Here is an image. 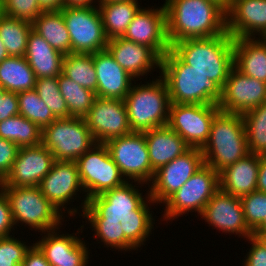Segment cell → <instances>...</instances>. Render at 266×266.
Listing matches in <instances>:
<instances>
[{"label": "cell", "mask_w": 266, "mask_h": 266, "mask_svg": "<svg viewBox=\"0 0 266 266\" xmlns=\"http://www.w3.org/2000/svg\"><path fill=\"white\" fill-rule=\"evenodd\" d=\"M167 38L178 41L208 38L227 32L226 12L209 0H165Z\"/></svg>", "instance_id": "cell-1"}, {"label": "cell", "mask_w": 266, "mask_h": 266, "mask_svg": "<svg viewBox=\"0 0 266 266\" xmlns=\"http://www.w3.org/2000/svg\"><path fill=\"white\" fill-rule=\"evenodd\" d=\"M234 38L228 33L187 39L171 44L170 50L192 69L206 75L221 89L234 67Z\"/></svg>", "instance_id": "cell-2"}, {"label": "cell", "mask_w": 266, "mask_h": 266, "mask_svg": "<svg viewBox=\"0 0 266 266\" xmlns=\"http://www.w3.org/2000/svg\"><path fill=\"white\" fill-rule=\"evenodd\" d=\"M159 71L171 103L218 105L222 98V89L214 81L183 63L171 50L162 57Z\"/></svg>", "instance_id": "cell-3"}, {"label": "cell", "mask_w": 266, "mask_h": 266, "mask_svg": "<svg viewBox=\"0 0 266 266\" xmlns=\"http://www.w3.org/2000/svg\"><path fill=\"white\" fill-rule=\"evenodd\" d=\"M201 151L204 164L218 173L249 154L242 115L220 110L212 121L209 139Z\"/></svg>", "instance_id": "cell-4"}, {"label": "cell", "mask_w": 266, "mask_h": 266, "mask_svg": "<svg viewBox=\"0 0 266 266\" xmlns=\"http://www.w3.org/2000/svg\"><path fill=\"white\" fill-rule=\"evenodd\" d=\"M159 77V78H158ZM152 81L135 80L124 99L132 132H144L166 126L169 119L170 98L168 86L160 75Z\"/></svg>", "instance_id": "cell-5"}, {"label": "cell", "mask_w": 266, "mask_h": 266, "mask_svg": "<svg viewBox=\"0 0 266 266\" xmlns=\"http://www.w3.org/2000/svg\"><path fill=\"white\" fill-rule=\"evenodd\" d=\"M8 198L14 225L29 226L44 233L64 225L65 216L36 187H3ZM64 217V218H63Z\"/></svg>", "instance_id": "cell-6"}, {"label": "cell", "mask_w": 266, "mask_h": 266, "mask_svg": "<svg viewBox=\"0 0 266 266\" xmlns=\"http://www.w3.org/2000/svg\"><path fill=\"white\" fill-rule=\"evenodd\" d=\"M75 162L85 192V198L81 200L82 206H77V208L82 209V212L90 198L119 187L126 182L105 144L96 143Z\"/></svg>", "instance_id": "cell-7"}, {"label": "cell", "mask_w": 266, "mask_h": 266, "mask_svg": "<svg viewBox=\"0 0 266 266\" xmlns=\"http://www.w3.org/2000/svg\"><path fill=\"white\" fill-rule=\"evenodd\" d=\"M139 185L144 186V183L126 181L119 187L90 198L87 204L101 218L120 222V224H123L129 217H153L149 208H151V203L155 205V202L149 196V189L148 193H145V195L147 194L145 197L139 192L141 191L138 189L141 188Z\"/></svg>", "instance_id": "cell-8"}, {"label": "cell", "mask_w": 266, "mask_h": 266, "mask_svg": "<svg viewBox=\"0 0 266 266\" xmlns=\"http://www.w3.org/2000/svg\"><path fill=\"white\" fill-rule=\"evenodd\" d=\"M42 144L56 161H76L96 141L84 118H59L42 130Z\"/></svg>", "instance_id": "cell-9"}, {"label": "cell", "mask_w": 266, "mask_h": 266, "mask_svg": "<svg viewBox=\"0 0 266 266\" xmlns=\"http://www.w3.org/2000/svg\"><path fill=\"white\" fill-rule=\"evenodd\" d=\"M219 190V173L204 164L188 181L164 203L163 219L173 221L183 214L203 212L206 203ZM172 219V220H171Z\"/></svg>", "instance_id": "cell-10"}, {"label": "cell", "mask_w": 266, "mask_h": 266, "mask_svg": "<svg viewBox=\"0 0 266 266\" xmlns=\"http://www.w3.org/2000/svg\"><path fill=\"white\" fill-rule=\"evenodd\" d=\"M61 12L71 39V53L93 54L107 48L98 6L63 7Z\"/></svg>", "instance_id": "cell-11"}, {"label": "cell", "mask_w": 266, "mask_h": 266, "mask_svg": "<svg viewBox=\"0 0 266 266\" xmlns=\"http://www.w3.org/2000/svg\"><path fill=\"white\" fill-rule=\"evenodd\" d=\"M105 145L126 181L151 183L155 172L151 168L144 132L116 137Z\"/></svg>", "instance_id": "cell-12"}, {"label": "cell", "mask_w": 266, "mask_h": 266, "mask_svg": "<svg viewBox=\"0 0 266 266\" xmlns=\"http://www.w3.org/2000/svg\"><path fill=\"white\" fill-rule=\"evenodd\" d=\"M219 111L218 105L171 103L167 125L191 148L202 149L209 139L212 121Z\"/></svg>", "instance_id": "cell-13"}, {"label": "cell", "mask_w": 266, "mask_h": 266, "mask_svg": "<svg viewBox=\"0 0 266 266\" xmlns=\"http://www.w3.org/2000/svg\"><path fill=\"white\" fill-rule=\"evenodd\" d=\"M204 165L201 149L190 148L184 154L155 171L148 185L149 196L158 205L179 190Z\"/></svg>", "instance_id": "cell-14"}, {"label": "cell", "mask_w": 266, "mask_h": 266, "mask_svg": "<svg viewBox=\"0 0 266 266\" xmlns=\"http://www.w3.org/2000/svg\"><path fill=\"white\" fill-rule=\"evenodd\" d=\"M38 187L61 214L68 213L70 216L80 214L77 208L67 207L74 202L73 199L76 200L77 195L79 198L78 192L81 194L82 191V194H85L75 161L55 160L50 172L41 180Z\"/></svg>", "instance_id": "cell-15"}, {"label": "cell", "mask_w": 266, "mask_h": 266, "mask_svg": "<svg viewBox=\"0 0 266 266\" xmlns=\"http://www.w3.org/2000/svg\"><path fill=\"white\" fill-rule=\"evenodd\" d=\"M96 143L132 133L124 100L96 97L84 117Z\"/></svg>", "instance_id": "cell-16"}, {"label": "cell", "mask_w": 266, "mask_h": 266, "mask_svg": "<svg viewBox=\"0 0 266 266\" xmlns=\"http://www.w3.org/2000/svg\"><path fill=\"white\" fill-rule=\"evenodd\" d=\"M266 102V83L246 76L233 67L222 89L219 109L243 114Z\"/></svg>", "instance_id": "cell-17"}, {"label": "cell", "mask_w": 266, "mask_h": 266, "mask_svg": "<svg viewBox=\"0 0 266 266\" xmlns=\"http://www.w3.org/2000/svg\"><path fill=\"white\" fill-rule=\"evenodd\" d=\"M127 40L154 49L161 57L170 50L167 38L166 10L164 4L158 8L142 7L135 14L123 35Z\"/></svg>", "instance_id": "cell-18"}, {"label": "cell", "mask_w": 266, "mask_h": 266, "mask_svg": "<svg viewBox=\"0 0 266 266\" xmlns=\"http://www.w3.org/2000/svg\"><path fill=\"white\" fill-rule=\"evenodd\" d=\"M200 217L219 232L221 230L222 233H231L246 239L252 236V231L245 221L240 198L220 189L206 203Z\"/></svg>", "instance_id": "cell-19"}, {"label": "cell", "mask_w": 266, "mask_h": 266, "mask_svg": "<svg viewBox=\"0 0 266 266\" xmlns=\"http://www.w3.org/2000/svg\"><path fill=\"white\" fill-rule=\"evenodd\" d=\"M54 161L53 154L42 143L20 148L3 187L39 186Z\"/></svg>", "instance_id": "cell-20"}, {"label": "cell", "mask_w": 266, "mask_h": 266, "mask_svg": "<svg viewBox=\"0 0 266 266\" xmlns=\"http://www.w3.org/2000/svg\"><path fill=\"white\" fill-rule=\"evenodd\" d=\"M58 229L42 233L44 236L41 240L34 243L44 254L48 263L51 266H87L90 250L79 236L80 228L74 234H60V227Z\"/></svg>", "instance_id": "cell-21"}, {"label": "cell", "mask_w": 266, "mask_h": 266, "mask_svg": "<svg viewBox=\"0 0 266 266\" xmlns=\"http://www.w3.org/2000/svg\"><path fill=\"white\" fill-rule=\"evenodd\" d=\"M226 27L234 39L263 36L266 33V0H232L226 12Z\"/></svg>", "instance_id": "cell-22"}, {"label": "cell", "mask_w": 266, "mask_h": 266, "mask_svg": "<svg viewBox=\"0 0 266 266\" xmlns=\"http://www.w3.org/2000/svg\"><path fill=\"white\" fill-rule=\"evenodd\" d=\"M106 49L134 79L148 75L149 72L155 71V68L161 69L162 57L154 49L124 37L109 39Z\"/></svg>", "instance_id": "cell-23"}, {"label": "cell", "mask_w": 266, "mask_h": 266, "mask_svg": "<svg viewBox=\"0 0 266 266\" xmlns=\"http://www.w3.org/2000/svg\"><path fill=\"white\" fill-rule=\"evenodd\" d=\"M93 62L97 76L96 96L124 100L136 79L115 61L107 49L93 53Z\"/></svg>", "instance_id": "cell-24"}, {"label": "cell", "mask_w": 266, "mask_h": 266, "mask_svg": "<svg viewBox=\"0 0 266 266\" xmlns=\"http://www.w3.org/2000/svg\"><path fill=\"white\" fill-rule=\"evenodd\" d=\"M260 156L247 154L219 172V189L235 197L257 190Z\"/></svg>", "instance_id": "cell-25"}, {"label": "cell", "mask_w": 266, "mask_h": 266, "mask_svg": "<svg viewBox=\"0 0 266 266\" xmlns=\"http://www.w3.org/2000/svg\"><path fill=\"white\" fill-rule=\"evenodd\" d=\"M144 135L154 172L191 148L168 125L144 131Z\"/></svg>", "instance_id": "cell-26"}, {"label": "cell", "mask_w": 266, "mask_h": 266, "mask_svg": "<svg viewBox=\"0 0 266 266\" xmlns=\"http://www.w3.org/2000/svg\"><path fill=\"white\" fill-rule=\"evenodd\" d=\"M64 56L55 50L42 36L31 30L25 59L35 73L37 79L58 77L62 73Z\"/></svg>", "instance_id": "cell-27"}, {"label": "cell", "mask_w": 266, "mask_h": 266, "mask_svg": "<svg viewBox=\"0 0 266 266\" xmlns=\"http://www.w3.org/2000/svg\"><path fill=\"white\" fill-rule=\"evenodd\" d=\"M233 51L237 70L266 83V44L260 38H236Z\"/></svg>", "instance_id": "cell-28"}, {"label": "cell", "mask_w": 266, "mask_h": 266, "mask_svg": "<svg viewBox=\"0 0 266 266\" xmlns=\"http://www.w3.org/2000/svg\"><path fill=\"white\" fill-rule=\"evenodd\" d=\"M141 7L138 0L99 3L106 38L123 37Z\"/></svg>", "instance_id": "cell-29"}, {"label": "cell", "mask_w": 266, "mask_h": 266, "mask_svg": "<svg viewBox=\"0 0 266 266\" xmlns=\"http://www.w3.org/2000/svg\"><path fill=\"white\" fill-rule=\"evenodd\" d=\"M32 28L55 50L63 55L71 53V39L61 10L43 11L32 22Z\"/></svg>", "instance_id": "cell-30"}, {"label": "cell", "mask_w": 266, "mask_h": 266, "mask_svg": "<svg viewBox=\"0 0 266 266\" xmlns=\"http://www.w3.org/2000/svg\"><path fill=\"white\" fill-rule=\"evenodd\" d=\"M88 222L90 228L94 231L93 237L96 241L102 242L105 246L116 249L118 251H132L137 248L124 236L123 229L120 222L107 221L101 218L88 204L85 206L83 212L79 215Z\"/></svg>", "instance_id": "cell-31"}, {"label": "cell", "mask_w": 266, "mask_h": 266, "mask_svg": "<svg viewBox=\"0 0 266 266\" xmlns=\"http://www.w3.org/2000/svg\"><path fill=\"white\" fill-rule=\"evenodd\" d=\"M36 76L25 57L8 56L0 63V85L8 92L35 89Z\"/></svg>", "instance_id": "cell-32"}, {"label": "cell", "mask_w": 266, "mask_h": 266, "mask_svg": "<svg viewBox=\"0 0 266 266\" xmlns=\"http://www.w3.org/2000/svg\"><path fill=\"white\" fill-rule=\"evenodd\" d=\"M32 23L0 12V38L9 56L25 57Z\"/></svg>", "instance_id": "cell-33"}, {"label": "cell", "mask_w": 266, "mask_h": 266, "mask_svg": "<svg viewBox=\"0 0 266 266\" xmlns=\"http://www.w3.org/2000/svg\"><path fill=\"white\" fill-rule=\"evenodd\" d=\"M0 138L14 142L19 148L42 143V130L20 114L0 121Z\"/></svg>", "instance_id": "cell-34"}, {"label": "cell", "mask_w": 266, "mask_h": 266, "mask_svg": "<svg viewBox=\"0 0 266 266\" xmlns=\"http://www.w3.org/2000/svg\"><path fill=\"white\" fill-rule=\"evenodd\" d=\"M62 74L83 88L96 93L97 76L93 54L70 53L64 56Z\"/></svg>", "instance_id": "cell-35"}, {"label": "cell", "mask_w": 266, "mask_h": 266, "mask_svg": "<svg viewBox=\"0 0 266 266\" xmlns=\"http://www.w3.org/2000/svg\"><path fill=\"white\" fill-rule=\"evenodd\" d=\"M58 85L66 101L69 117L84 118L93 106L96 93L83 88L62 73L58 76Z\"/></svg>", "instance_id": "cell-36"}, {"label": "cell", "mask_w": 266, "mask_h": 266, "mask_svg": "<svg viewBox=\"0 0 266 266\" xmlns=\"http://www.w3.org/2000/svg\"><path fill=\"white\" fill-rule=\"evenodd\" d=\"M249 153L266 156V102L242 114Z\"/></svg>", "instance_id": "cell-37"}, {"label": "cell", "mask_w": 266, "mask_h": 266, "mask_svg": "<svg viewBox=\"0 0 266 266\" xmlns=\"http://www.w3.org/2000/svg\"><path fill=\"white\" fill-rule=\"evenodd\" d=\"M17 97L19 114L35 123L41 130L57 119L35 89L18 92Z\"/></svg>", "instance_id": "cell-38"}, {"label": "cell", "mask_w": 266, "mask_h": 266, "mask_svg": "<svg viewBox=\"0 0 266 266\" xmlns=\"http://www.w3.org/2000/svg\"><path fill=\"white\" fill-rule=\"evenodd\" d=\"M35 90L57 119L69 118L66 101L59 90L58 77L36 79Z\"/></svg>", "instance_id": "cell-39"}, {"label": "cell", "mask_w": 266, "mask_h": 266, "mask_svg": "<svg viewBox=\"0 0 266 266\" xmlns=\"http://www.w3.org/2000/svg\"><path fill=\"white\" fill-rule=\"evenodd\" d=\"M240 201L246 224L253 231L266 217V193L256 190L240 197Z\"/></svg>", "instance_id": "cell-40"}, {"label": "cell", "mask_w": 266, "mask_h": 266, "mask_svg": "<svg viewBox=\"0 0 266 266\" xmlns=\"http://www.w3.org/2000/svg\"><path fill=\"white\" fill-rule=\"evenodd\" d=\"M154 223L155 219L153 217H129L121 224V228L123 229L124 236L138 250L152 233Z\"/></svg>", "instance_id": "cell-41"}, {"label": "cell", "mask_w": 266, "mask_h": 266, "mask_svg": "<svg viewBox=\"0 0 266 266\" xmlns=\"http://www.w3.org/2000/svg\"><path fill=\"white\" fill-rule=\"evenodd\" d=\"M15 236L0 237V266H21L30 246Z\"/></svg>", "instance_id": "cell-42"}, {"label": "cell", "mask_w": 266, "mask_h": 266, "mask_svg": "<svg viewBox=\"0 0 266 266\" xmlns=\"http://www.w3.org/2000/svg\"><path fill=\"white\" fill-rule=\"evenodd\" d=\"M0 12L32 23L43 10L37 0H1Z\"/></svg>", "instance_id": "cell-43"}, {"label": "cell", "mask_w": 266, "mask_h": 266, "mask_svg": "<svg viewBox=\"0 0 266 266\" xmlns=\"http://www.w3.org/2000/svg\"><path fill=\"white\" fill-rule=\"evenodd\" d=\"M19 149L14 142L0 138V177L3 180L10 173Z\"/></svg>", "instance_id": "cell-44"}, {"label": "cell", "mask_w": 266, "mask_h": 266, "mask_svg": "<svg viewBox=\"0 0 266 266\" xmlns=\"http://www.w3.org/2000/svg\"><path fill=\"white\" fill-rule=\"evenodd\" d=\"M251 247L245 256L243 266H266V247L255 237L251 236L247 239Z\"/></svg>", "instance_id": "cell-45"}, {"label": "cell", "mask_w": 266, "mask_h": 266, "mask_svg": "<svg viewBox=\"0 0 266 266\" xmlns=\"http://www.w3.org/2000/svg\"><path fill=\"white\" fill-rule=\"evenodd\" d=\"M10 204L7 196L3 191L0 192V237L10 236L15 230Z\"/></svg>", "instance_id": "cell-46"}, {"label": "cell", "mask_w": 266, "mask_h": 266, "mask_svg": "<svg viewBox=\"0 0 266 266\" xmlns=\"http://www.w3.org/2000/svg\"><path fill=\"white\" fill-rule=\"evenodd\" d=\"M19 114L17 93L5 91L0 98V121Z\"/></svg>", "instance_id": "cell-47"}, {"label": "cell", "mask_w": 266, "mask_h": 266, "mask_svg": "<svg viewBox=\"0 0 266 266\" xmlns=\"http://www.w3.org/2000/svg\"><path fill=\"white\" fill-rule=\"evenodd\" d=\"M21 266H51L46 260L44 254L33 243L30 249L26 252L25 258Z\"/></svg>", "instance_id": "cell-48"}, {"label": "cell", "mask_w": 266, "mask_h": 266, "mask_svg": "<svg viewBox=\"0 0 266 266\" xmlns=\"http://www.w3.org/2000/svg\"><path fill=\"white\" fill-rule=\"evenodd\" d=\"M257 191L266 193V156H260Z\"/></svg>", "instance_id": "cell-49"}, {"label": "cell", "mask_w": 266, "mask_h": 266, "mask_svg": "<svg viewBox=\"0 0 266 266\" xmlns=\"http://www.w3.org/2000/svg\"><path fill=\"white\" fill-rule=\"evenodd\" d=\"M43 11H57L63 8V0H37Z\"/></svg>", "instance_id": "cell-50"}, {"label": "cell", "mask_w": 266, "mask_h": 266, "mask_svg": "<svg viewBox=\"0 0 266 266\" xmlns=\"http://www.w3.org/2000/svg\"><path fill=\"white\" fill-rule=\"evenodd\" d=\"M96 4L99 0H63V7L98 6Z\"/></svg>", "instance_id": "cell-51"}, {"label": "cell", "mask_w": 266, "mask_h": 266, "mask_svg": "<svg viewBox=\"0 0 266 266\" xmlns=\"http://www.w3.org/2000/svg\"><path fill=\"white\" fill-rule=\"evenodd\" d=\"M259 233H266V217H264L261 223L252 231V236L256 237Z\"/></svg>", "instance_id": "cell-52"}, {"label": "cell", "mask_w": 266, "mask_h": 266, "mask_svg": "<svg viewBox=\"0 0 266 266\" xmlns=\"http://www.w3.org/2000/svg\"><path fill=\"white\" fill-rule=\"evenodd\" d=\"M220 6L225 12L228 11L232 0H209Z\"/></svg>", "instance_id": "cell-53"}, {"label": "cell", "mask_w": 266, "mask_h": 266, "mask_svg": "<svg viewBox=\"0 0 266 266\" xmlns=\"http://www.w3.org/2000/svg\"><path fill=\"white\" fill-rule=\"evenodd\" d=\"M8 52L6 50V47L4 46V43L2 42L0 38V63L8 57Z\"/></svg>", "instance_id": "cell-54"}, {"label": "cell", "mask_w": 266, "mask_h": 266, "mask_svg": "<svg viewBox=\"0 0 266 266\" xmlns=\"http://www.w3.org/2000/svg\"><path fill=\"white\" fill-rule=\"evenodd\" d=\"M255 238L266 247V233H259Z\"/></svg>", "instance_id": "cell-55"}, {"label": "cell", "mask_w": 266, "mask_h": 266, "mask_svg": "<svg viewBox=\"0 0 266 266\" xmlns=\"http://www.w3.org/2000/svg\"><path fill=\"white\" fill-rule=\"evenodd\" d=\"M116 1H130V0H99V3L116 2Z\"/></svg>", "instance_id": "cell-56"}, {"label": "cell", "mask_w": 266, "mask_h": 266, "mask_svg": "<svg viewBox=\"0 0 266 266\" xmlns=\"http://www.w3.org/2000/svg\"><path fill=\"white\" fill-rule=\"evenodd\" d=\"M3 185H4V180L0 177V192L3 189Z\"/></svg>", "instance_id": "cell-57"}, {"label": "cell", "mask_w": 266, "mask_h": 266, "mask_svg": "<svg viewBox=\"0 0 266 266\" xmlns=\"http://www.w3.org/2000/svg\"><path fill=\"white\" fill-rule=\"evenodd\" d=\"M260 39L266 44V33L261 36Z\"/></svg>", "instance_id": "cell-58"}, {"label": "cell", "mask_w": 266, "mask_h": 266, "mask_svg": "<svg viewBox=\"0 0 266 266\" xmlns=\"http://www.w3.org/2000/svg\"><path fill=\"white\" fill-rule=\"evenodd\" d=\"M5 92L4 88L0 85V98L2 97V94Z\"/></svg>", "instance_id": "cell-59"}]
</instances>
